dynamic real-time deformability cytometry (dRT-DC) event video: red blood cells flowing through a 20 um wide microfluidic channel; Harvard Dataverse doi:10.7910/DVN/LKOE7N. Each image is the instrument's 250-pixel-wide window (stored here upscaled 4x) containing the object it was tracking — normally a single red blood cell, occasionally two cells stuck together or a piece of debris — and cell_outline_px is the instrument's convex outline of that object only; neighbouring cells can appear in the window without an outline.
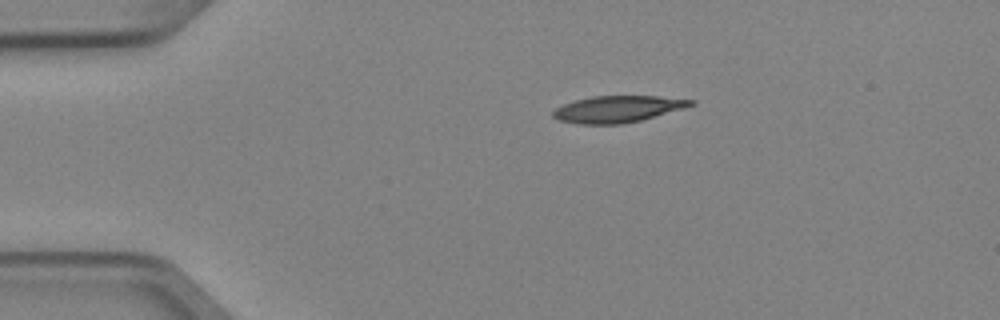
{"species": "Egyptian fruit bat (a non-hibernating species)", "species_latin": "Rousettus aegyptiacus", "temperature_condition": "cold", "stored_images_in_passage": 4, "camera_frame_rate_fps": 3000, "um_per_image_px": 0.085, "animal": {"sex": "female"}, "frame": {"image": 1, "passage_image": 1, "time_ms": 0.0, "image_size_px": [1000, 320], "cell_outline_px": [[696, 100], [692, 104], [684, 108], [640, 120], [620, 124], [580, 124], [560, 120], [552, 116], [552, 112], [556, 108], [564, 104], [576, 100], [592, 96], [656, 96]], "centroid_in_image_um": [52.48, 9.27], "position_along_channel_um": 32.5, "area_um2": 21.04}}
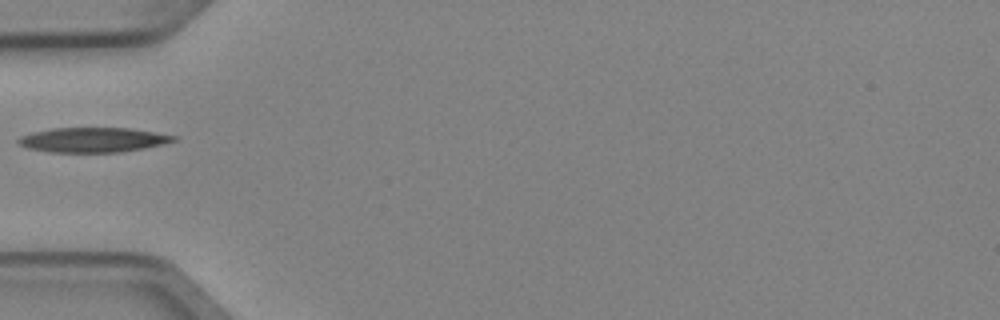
{"frame": {"image": 2, "passage_image": 3, "time_ms": 0.667, "image_size_px": [1000, 320], "cell_outline_px": [[176, 140], [164, 144], [144, 148], [120, 152], [48, 152], [28, 148], [20, 144], [16, 140], [20, 136], [32, 132], [52, 128], [128, 128], [176, 136]], "centroid_in_image_um": [7.87, 11.89], "position_along_channel_um": 77.1, "area_um2": 22.25}}
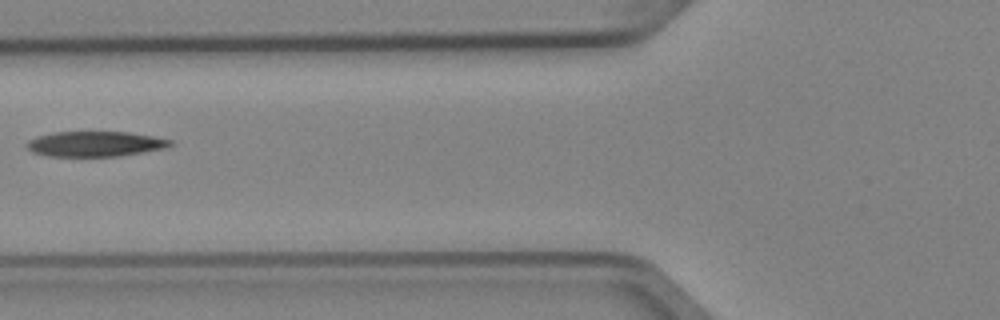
{"frame": {"image": 3, "passage_image": 4, "time_ms": 1.0, "image_size_px": [1000, 320], "cell_outline_px": [[172, 144], [168, 148], [120, 156], [48, 156], [32, 152], [24, 144], [28, 140], [36, 136], [52, 132], [128, 132], [152, 136], [172, 140]], "centroid_in_image_um": [8.07, 12.23], "position_along_channel_um": 117.7, "area_um2": 21.21}}